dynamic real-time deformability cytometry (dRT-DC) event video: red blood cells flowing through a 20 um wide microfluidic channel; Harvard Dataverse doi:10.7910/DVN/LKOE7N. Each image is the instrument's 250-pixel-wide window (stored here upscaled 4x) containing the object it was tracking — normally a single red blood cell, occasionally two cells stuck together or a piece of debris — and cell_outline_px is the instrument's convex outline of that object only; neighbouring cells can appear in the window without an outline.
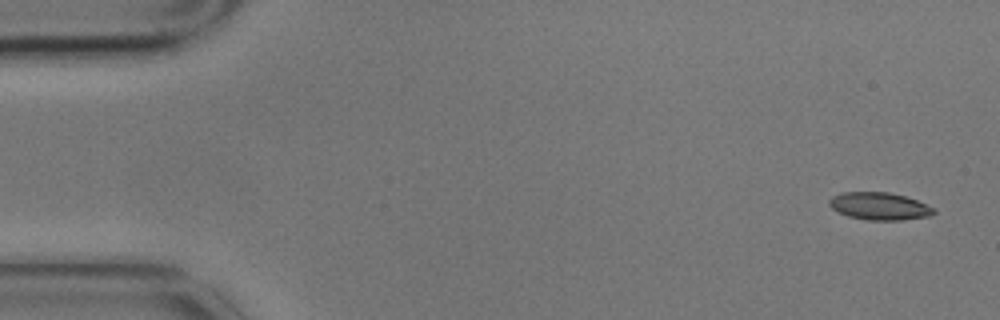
{"species": "common noctule bat (a hibernating species)", "species_latin": "Nyctalus noctula", "temperature_condition": "cold", "stored_images_in_passage": 5, "camera_frame_rate_fps": 3000, "um_per_image_px": 0.085, "animal": {"sex": "male", "body_mass_g": 17.9}, "frame": {"image": 1, "passage_image": 1, "time_ms": 0.0, "image_size_px": [1000, 320], "cell_outline_px": [[936, 212], [928, 216], [904, 220], [868, 220], [848, 216], [832, 208], [828, 204], [828, 200], [832, 196], [840, 192], [888, 192], [904, 196], [916, 200], [936, 208]], "centroid_in_image_um": [74.75, 17.52], "position_along_channel_um": 10.3, "area_um2": 16.76}}
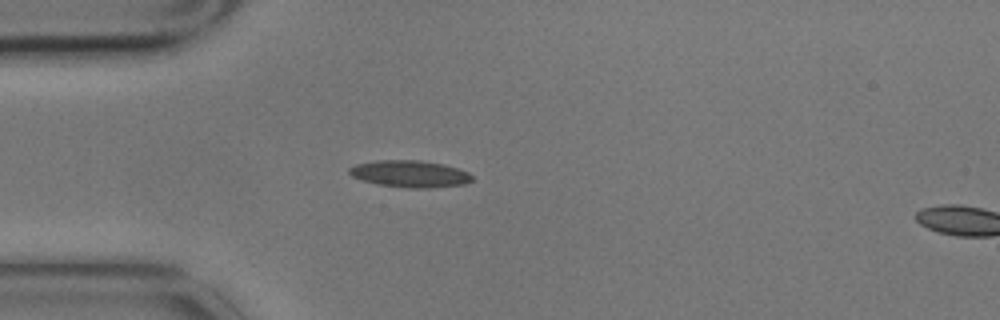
{"frame": {"image": 2, "passage_image": 4, "time_ms": 1.0, "image_size_px": [1000, 320], "cell_outline_px": [[472, 180], [464, 184], [428, 188], [408, 188], [376, 184], [352, 176], [348, 172], [348, 168], [356, 164], [376, 160], [420, 160], [444, 164], [468, 172], [472, 176]], "centroid_in_image_um": [34.82, 14.77], "position_along_channel_um": 50.2, "area_um2": 19.19}}